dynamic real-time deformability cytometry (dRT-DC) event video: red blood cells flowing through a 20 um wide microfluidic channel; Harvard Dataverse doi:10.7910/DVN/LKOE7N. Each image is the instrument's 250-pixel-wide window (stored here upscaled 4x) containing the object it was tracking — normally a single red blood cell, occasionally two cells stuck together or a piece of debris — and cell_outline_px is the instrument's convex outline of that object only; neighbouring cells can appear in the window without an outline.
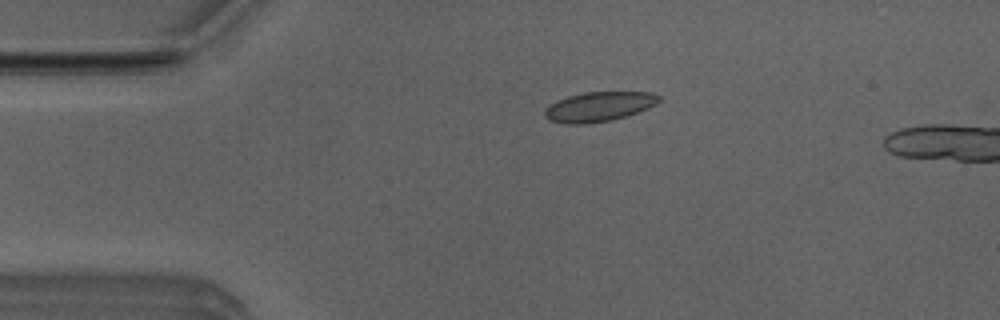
{"species": "Egyptian fruit bat (a non-hibernating species)", "species_latin": "Rousettus aegyptiacus", "temperature_condition": "room temperature", "stored_images_in_passage": 4, "camera_frame_rate_fps": 3000, "um_per_image_px": 0.085, "animal": {"sex": "male"}, "frame": {"image": 1, "passage_image": 3, "time_ms": 0.667, "image_size_px": [1000, 320], "cell_outline_px": [[660, 100], [656, 104], [648, 108], [628, 116], [612, 120], [584, 124], [568, 124], [548, 120], [544, 116], [544, 108], [548, 104], [556, 100], [568, 96], [584, 92], [652, 92], [660, 96]], "centroid_in_image_um": [50.88, 9.07], "position_along_channel_um": 34.1, "area_um2": 20.0}}